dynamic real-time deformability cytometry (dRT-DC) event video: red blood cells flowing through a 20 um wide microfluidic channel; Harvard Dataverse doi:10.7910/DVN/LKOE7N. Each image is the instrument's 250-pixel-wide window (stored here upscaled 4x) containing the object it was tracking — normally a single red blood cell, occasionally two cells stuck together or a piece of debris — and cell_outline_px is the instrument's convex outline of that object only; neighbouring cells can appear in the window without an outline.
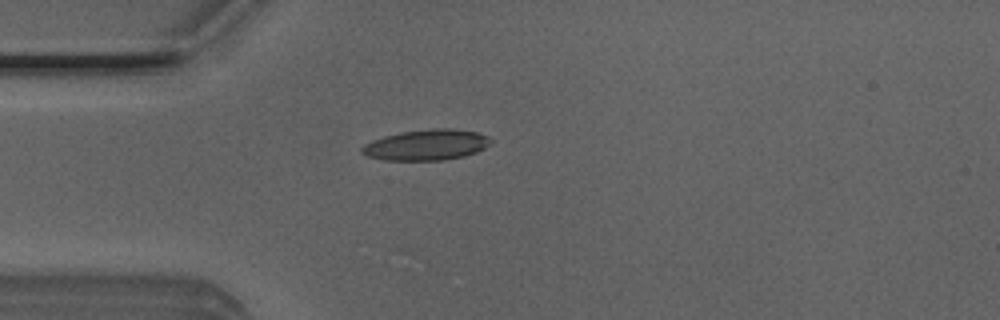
{"species": "Egyptian fruit bat (a non-hibernating species)", "species_latin": "Rousettus aegyptiacus", "temperature_condition": "room temperature", "stored_images_in_passage": 16, "camera_frame_rate_fps": 3000, "um_per_image_px": 0.085, "animal": {"sex": "male"}, "frame": {"image": 1, "passage_image": 1, "time_ms": 0.0, "image_size_px": [1000, 320], "cell_outline_px": [[492, 140], [484, 148], [476, 152], [464, 156], [444, 160], [384, 160], [368, 156], [360, 152], [360, 148], [364, 144], [372, 140], [384, 136], [400, 132], [432, 128], [452, 128], [476, 132], [488, 136]], "centroid_in_image_um": [36.22, 12.31], "position_along_channel_um": 48.8, "area_um2": 23.12}}